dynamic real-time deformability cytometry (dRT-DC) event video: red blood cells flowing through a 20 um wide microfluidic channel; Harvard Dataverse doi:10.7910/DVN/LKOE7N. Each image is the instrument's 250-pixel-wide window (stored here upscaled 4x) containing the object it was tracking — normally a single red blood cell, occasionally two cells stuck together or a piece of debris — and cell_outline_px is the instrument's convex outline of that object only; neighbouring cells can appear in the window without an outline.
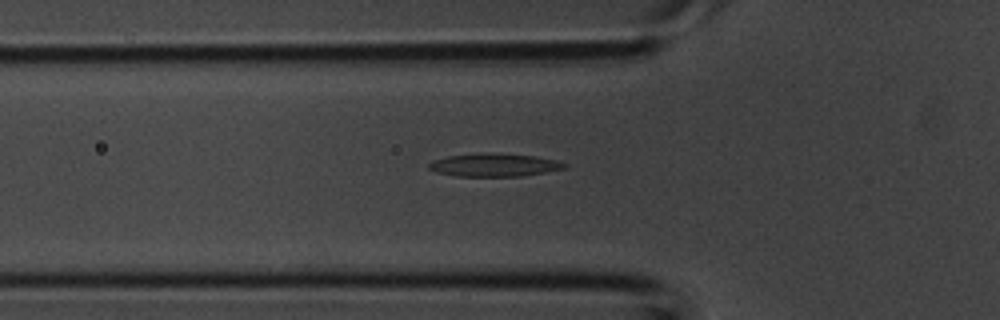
{"species": "common noctule bat (a hibernating species)", "species_latin": "Nyctalus noctula", "temperature_condition": "room temperature", "stored_images_in_passage": 24, "camera_frame_rate_fps": 3000, "um_per_image_px": 0.085, "animal": {"sex": "male", "body_mass_g": 20.1, "forearm_length_mm": 53.5}, "frame": {"image": 1, "passage_image": 3, "time_ms": 0.667, "image_size_px": [1000, 320], "cell_outline_px": [[568, 164], [564, 168], [524, 176], [456, 176], [436, 172], [428, 168], [428, 164], [432, 160], [448, 156], [484, 152], [488, 152], [536, 156], [556, 160]], "centroid_in_image_um": [41.98, 14.01], "position_along_channel_um": 83.8, "area_um2": 18.26}}
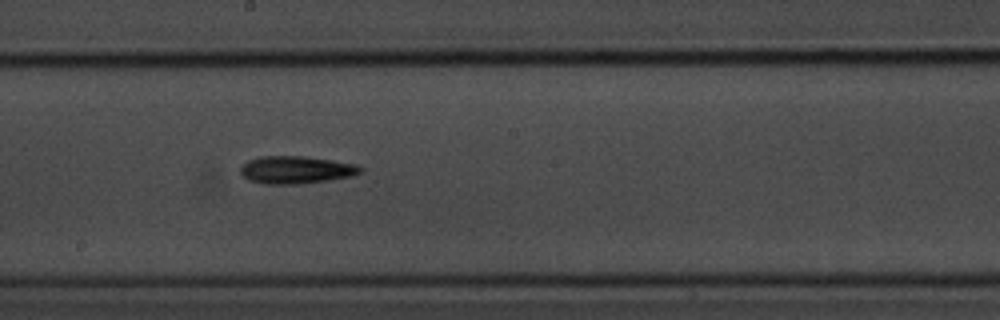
{"frame": {"image": 2, "passage_image": 11, "time_ms": 3.333, "image_size_px": [1000, 320], "cell_outline_px": [[364, 168], [360, 172], [352, 176], [328, 180], [296, 184], [264, 184], [248, 180], [240, 172], [240, 168], [248, 160], [260, 156], [308, 156], [356, 164]], "centroid_in_image_um": [25.16, 14.43], "position_along_channel_um": 223.0, "area_um2": 19.31}}
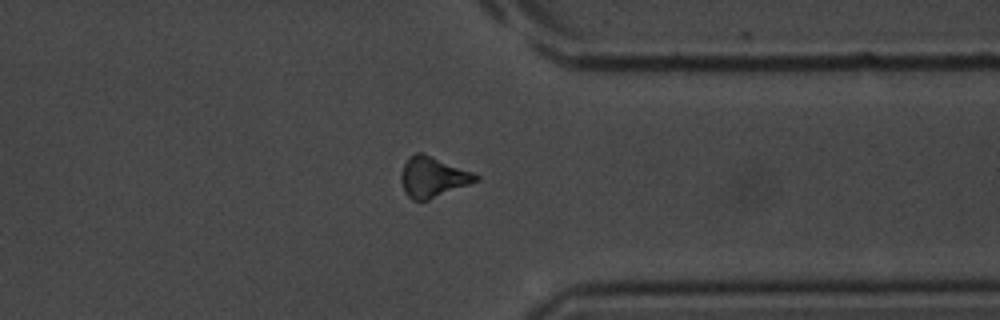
{"frame": {"image": 3, "passage_image": 20, "time_ms": 6.333, "image_size_px": [1000, 320], "cell_outline_px": [[480, 180], [428, 200], [412, 200], [404, 192], [400, 180], [400, 172], [408, 156], [416, 152], [424, 152], [472, 172], [480, 176]], "centroid_in_image_um": [36.76, 15.03], "position_along_channel_um": 374.6, "area_um2": 17.8}}